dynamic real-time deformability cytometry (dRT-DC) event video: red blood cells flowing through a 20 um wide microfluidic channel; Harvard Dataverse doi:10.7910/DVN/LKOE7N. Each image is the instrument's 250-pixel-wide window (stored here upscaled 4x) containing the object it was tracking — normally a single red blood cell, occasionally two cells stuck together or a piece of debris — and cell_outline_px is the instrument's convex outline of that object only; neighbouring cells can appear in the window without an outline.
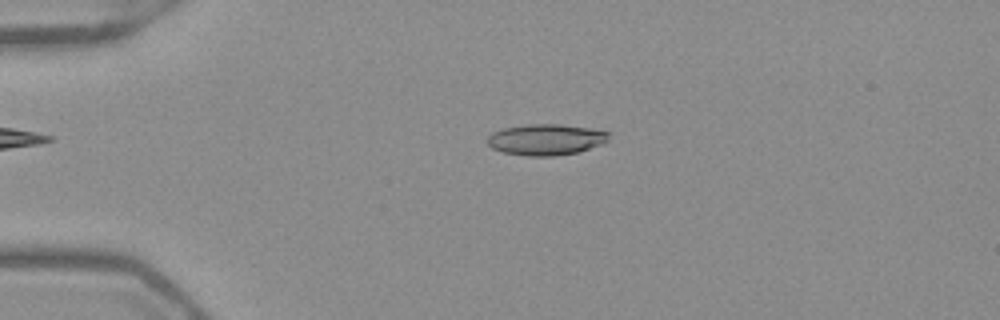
{"species": "Egyptian fruit bat (a non-hibernating species)", "species_latin": "Rousettus aegyptiacus", "temperature_condition": "warm", "stored_images_in_passage": 43, "camera_frame_rate_fps": 3000, "um_per_image_px": 0.085, "frame": {"image": 1, "passage_image": 3, "time_ms": 0.667, "image_size_px": [1000, 320], "cell_outline_px": [[608, 140], [604, 144], [576, 152], [552, 156], [528, 156], [504, 152], [492, 148], [484, 140], [492, 132], [504, 128], [528, 124], [560, 124], [588, 128], [608, 132]], "centroid_in_image_um": [46.37, 11.86], "position_along_channel_um": 38.6, "area_um2": 21.91}}
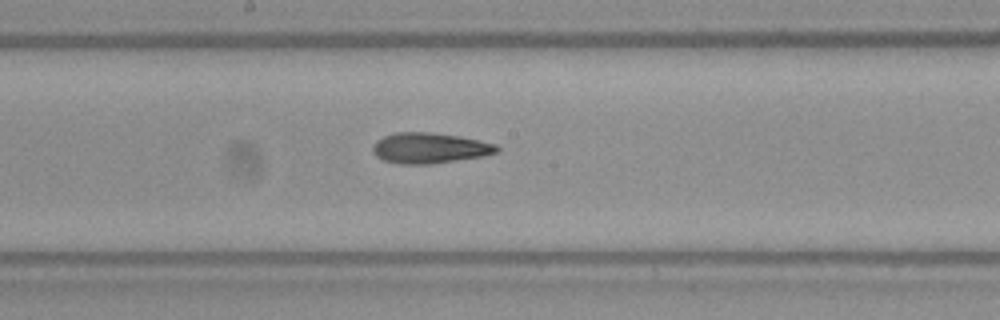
{"frame": {"image": 2, "passage_image": 19, "time_ms": 6.0, "image_size_px": [1000, 320], "cell_outline_px": [[500, 152], [484, 156], [432, 164], [400, 164], [384, 160], [376, 156], [372, 152], [372, 148], [376, 140], [384, 136], [396, 132], [432, 132], [460, 136], [480, 140], [496, 144], [500, 148]], "centroid_in_image_um": [36.54, 12.58], "position_along_channel_um": 211.7, "area_um2": 22.37}}
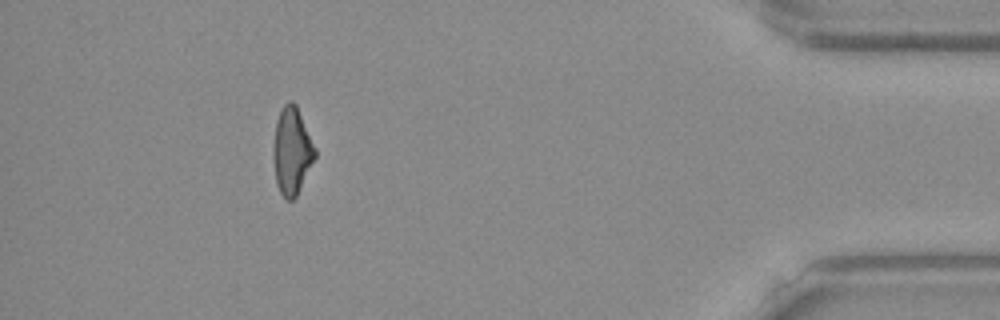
{"frame": {"image": 3, "passage_image": 38, "time_ms": 12.333, "image_size_px": [1000, 320], "cell_outline_px": [[316, 156], [296, 196], [292, 200], [288, 200], [280, 192], [276, 184], [272, 156], [276, 120], [280, 108], [288, 100], [292, 100], [296, 104], [316, 148]], "centroid_in_image_um": [24.79, 12.79], "position_along_channel_um": 410.4, "area_um2": 21.27}, "authors_computed_cell_mechanics": {"area_um2": 21.7328, "velocity_mm_per_s": 3.9655, "shape_relaxation_time_tau1_ms": 6.6743, "shape_relaxation_time_tau2_ms": 1.6564, "deformation_change_tau1": 0.2051, "deformation_change_tau2": 0.109}}